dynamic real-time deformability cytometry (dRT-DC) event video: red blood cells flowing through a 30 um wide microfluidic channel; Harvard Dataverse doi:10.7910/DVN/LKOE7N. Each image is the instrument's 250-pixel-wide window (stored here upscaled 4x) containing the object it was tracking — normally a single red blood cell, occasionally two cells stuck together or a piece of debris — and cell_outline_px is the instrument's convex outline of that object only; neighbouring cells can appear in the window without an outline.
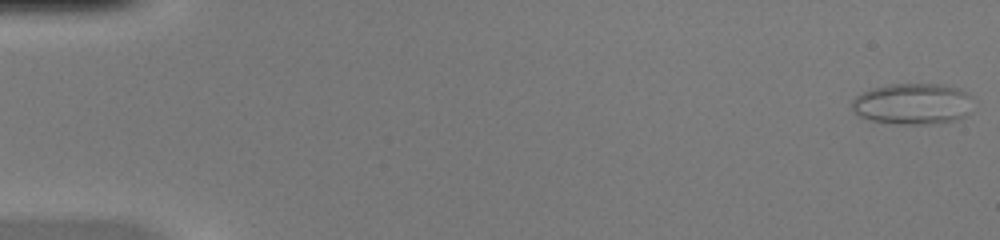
{"species": "common noctule bat (a hibernating species)", "species_latin": "Nyctalus noctula", "temperature_condition": "warm", "stored_images_in_passage": 8, "camera_frame_rate_fps": 3000, "um_per_image_px": 0.085, "animal": {"sex": "female", "body_mass_g": 20.0, "forearm_length_mm": 54.0}, "frame": {"image": 1, "passage_image": 1, "time_ms": 0.0, "image_size_px": [1000, 240], "cell_outline_px": [[972, 96], [964, 116], [960, 120], [940, 124], [896, 124], [872, 120], [860, 116], [852, 108], [852, 100], [860, 92], [872, 88], [892, 84], [944, 84], [960, 88]], "centroid_in_image_um": [77.58, 8.83], "position_along_channel_um": 7.4, "area_um2": 29.19}}